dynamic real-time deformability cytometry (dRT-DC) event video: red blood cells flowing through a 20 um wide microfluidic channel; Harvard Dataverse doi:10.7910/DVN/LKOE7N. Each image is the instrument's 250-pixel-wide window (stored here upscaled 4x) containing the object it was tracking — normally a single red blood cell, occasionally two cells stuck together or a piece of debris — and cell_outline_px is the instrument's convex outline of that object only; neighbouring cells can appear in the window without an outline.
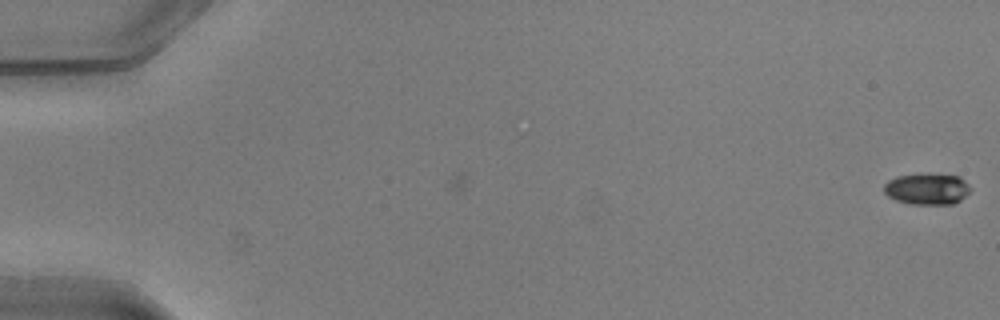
{"species": "common noctule bat (a hibernating species)", "species_latin": "Nyctalus noctula", "temperature_condition": "warm", "stored_images_in_passage": 5, "camera_frame_rate_fps": 3000, "um_per_image_px": 0.085, "animal": {"sex": "male", "body_mass_g": 20.5, "forearm_length_mm": 52.5}, "frame": {"image": 1, "passage_image": 5, "time_ms": 1.333, "image_size_px": [1000, 320], "cell_outline_px": [[972, 188], [960, 200], [952, 204], [912, 204], [896, 200], [888, 196], [884, 192], [884, 184], [888, 180], [896, 176], [960, 176]], "centroid_in_image_um": [78.79, 16.1], "position_along_channel_um": 6.2, "area_um2": 15.14}}